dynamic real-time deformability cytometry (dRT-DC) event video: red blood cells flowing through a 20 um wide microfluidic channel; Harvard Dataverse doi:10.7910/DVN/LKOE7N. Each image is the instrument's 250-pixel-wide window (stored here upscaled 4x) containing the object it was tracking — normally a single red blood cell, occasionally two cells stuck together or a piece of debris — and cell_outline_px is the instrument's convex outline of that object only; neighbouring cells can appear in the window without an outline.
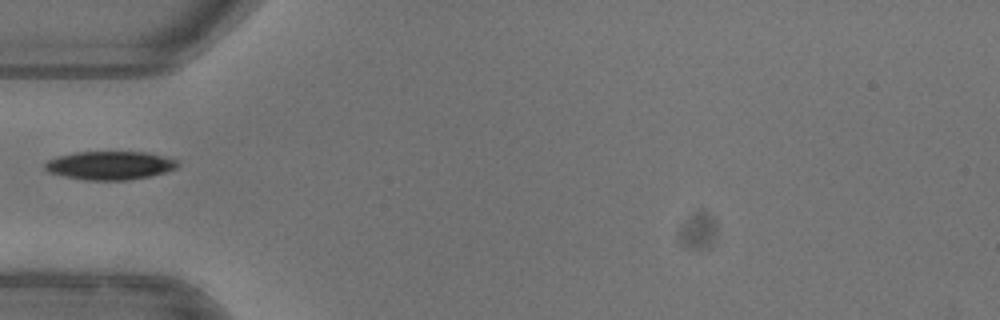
{"species": "common noctule bat (a hibernating species)", "species_latin": "Nyctalus noctula", "temperature_condition": "warm", "stored_images_in_passage": 30, "camera_frame_rate_fps": 3000, "um_per_image_px": 0.085, "animal": {"sex": "female"}, "frame": {"image": 1, "passage_image": 1, "time_ms": 0.0, "image_size_px": [1000, 320], "cell_outline_px": [[180, 164], [176, 168], [168, 172], [128, 180], [84, 180], [64, 176], [48, 172], [44, 168], [44, 164], [48, 160], [56, 156], [76, 152], [148, 152], [164, 156], [176, 160]], "centroid_in_image_um": [9.34, 14.06], "position_along_channel_um": 75.7, "area_um2": 22.14}}